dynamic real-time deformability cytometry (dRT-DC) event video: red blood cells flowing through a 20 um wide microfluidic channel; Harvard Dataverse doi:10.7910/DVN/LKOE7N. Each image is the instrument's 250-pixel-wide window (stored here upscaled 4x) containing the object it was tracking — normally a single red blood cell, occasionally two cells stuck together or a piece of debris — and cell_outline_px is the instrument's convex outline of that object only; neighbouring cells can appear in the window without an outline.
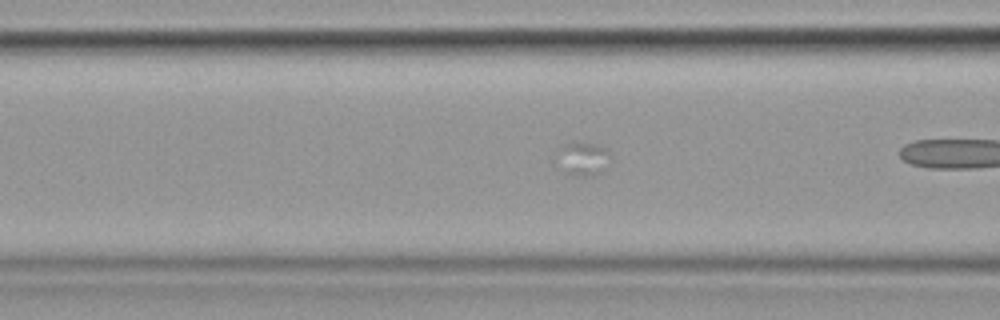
{"species": "common noctule bat (a hibernating species)", "species_latin": "Nyctalus noctula", "temperature_condition": "cold", "stored_images_in_passage": 10, "segment_of_instrument_passage": [1, 2], "camera_frame_rate_fps": 3000, "um_per_image_px": 0.085, "animal": {"sex": "female", "body_mass_g": 19.9}, "frame": {"image": 1, "passage_image": 9, "time_ms": 2.667, "image_size_px": [1000, 320], "cell_outline_px": [[612, 160], [596, 176], [568, 176], [564, 172], [560, 148], [572, 140], [596, 144], [604, 148], [608, 152]], "centroid_in_image_um": [49.63, 13.5], "position_along_channel_um": 117.0, "area_um2": 10.29}}